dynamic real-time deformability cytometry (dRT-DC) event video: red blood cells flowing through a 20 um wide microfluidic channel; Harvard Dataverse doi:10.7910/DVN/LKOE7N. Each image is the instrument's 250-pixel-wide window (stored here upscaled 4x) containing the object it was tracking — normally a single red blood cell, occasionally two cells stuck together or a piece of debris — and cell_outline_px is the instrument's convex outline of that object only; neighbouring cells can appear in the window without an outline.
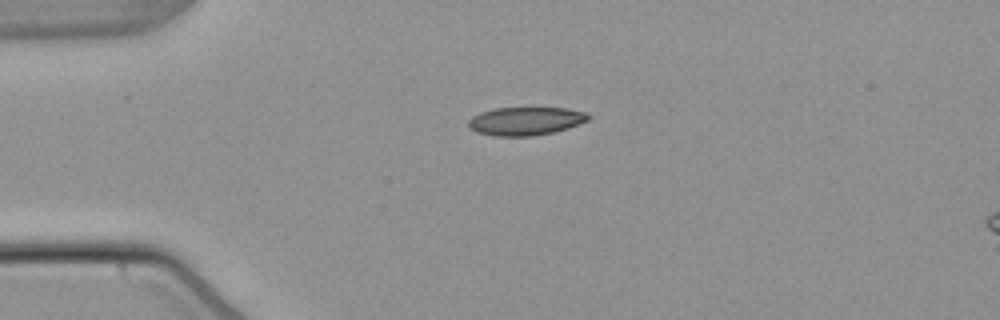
{"species": "common noctule bat (a hibernating species)", "species_latin": "Nyctalus noctula", "temperature_condition": "warm", "stored_images_in_passage": 42, "camera_frame_rate_fps": 3000, "um_per_image_px": 0.085, "animal": {"sex": "male", "body_mass_g": 21.5, "forearm_length_mm": 52.0}, "frame": {"image": 1, "passage_image": 1, "time_ms": 0.0, "image_size_px": [1000, 320], "cell_outline_px": [[592, 116], [588, 120], [568, 128], [552, 132], [532, 136], [496, 136], [476, 132], [468, 128], [468, 120], [472, 116], [480, 112], [496, 108], [568, 108], [588, 112]], "centroid_in_image_um": [44.68, 10.28], "position_along_channel_um": 40.3, "area_um2": 19.88}}
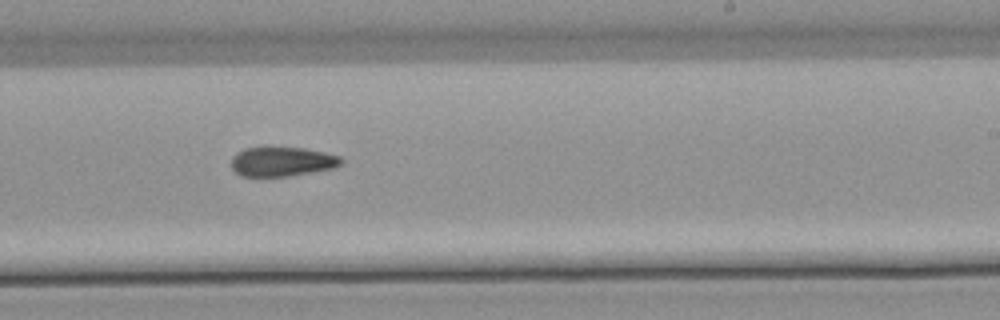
{"frame": {"image": 2, "passage_image": 21, "time_ms": 6.667, "image_size_px": [1000, 320], "cell_outline_px": [[344, 160], [336, 168], [292, 176], [240, 176], [232, 168], [232, 156], [236, 152], [244, 148], [264, 144], [304, 148], [324, 152], [340, 156]], "centroid_in_image_um": [23.96, 13.69], "position_along_channel_um": 265.0, "area_um2": 19.77}}
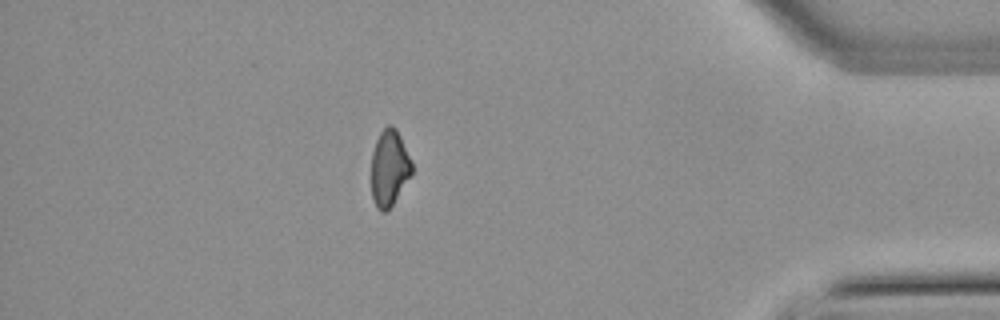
{"frame": {"image": 3, "passage_image": 35, "time_ms": 11.333, "image_size_px": [1000, 320], "cell_outline_px": [[412, 172], [392, 204], [384, 212], [380, 212], [376, 208], [372, 200], [372, 152], [376, 140], [380, 132], [388, 124], [392, 124], [396, 128], [400, 136], [412, 164]], "centroid_in_image_um": [33.06, 14.26], "position_along_channel_um": 402.1, "area_um2": 17.69}, "authors_computed_cell_mechanics": {"area_um2": 19.7098, "velocity_mm_per_s": 3.8149, "shape_relaxation_time_tau1_ms": null, "shape_relaxation_time_tau2_ms": 9.7612, "deformation_change_tau1": null, "deformation_change_tau2": 0.1524}}